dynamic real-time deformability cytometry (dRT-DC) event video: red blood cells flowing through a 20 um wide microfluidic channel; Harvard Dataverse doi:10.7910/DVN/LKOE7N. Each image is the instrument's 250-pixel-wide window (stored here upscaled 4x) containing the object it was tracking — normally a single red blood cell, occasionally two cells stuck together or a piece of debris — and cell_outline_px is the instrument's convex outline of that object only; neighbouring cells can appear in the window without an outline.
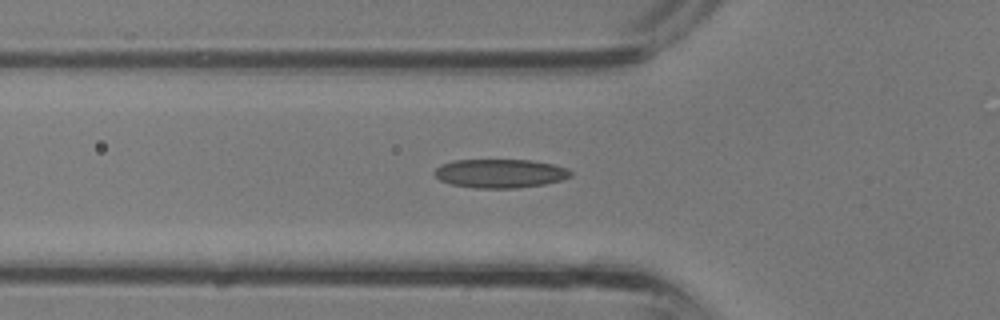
{"species": "common noctule bat (a hibernating species)", "species_latin": "Nyctalus noctula", "temperature_condition": "room temperature", "stored_images_in_passage": 34, "camera_frame_rate_fps": 3000, "um_per_image_px": 0.085, "animal": {"sex": "male", "body_mass_g": 13.3}, "frame": {"image": 1, "passage_image": 12, "time_ms": 3.667, "image_size_px": [1000, 320], "cell_outline_px": [[572, 176], [560, 180], [544, 184], [516, 188], [476, 188], [452, 184], [440, 180], [432, 172], [440, 164], [452, 160], [532, 160], [552, 164], [568, 168], [572, 172]], "centroid_in_image_um": [42.5, 14.73], "position_along_channel_um": 83.3, "area_um2": 22.89}}
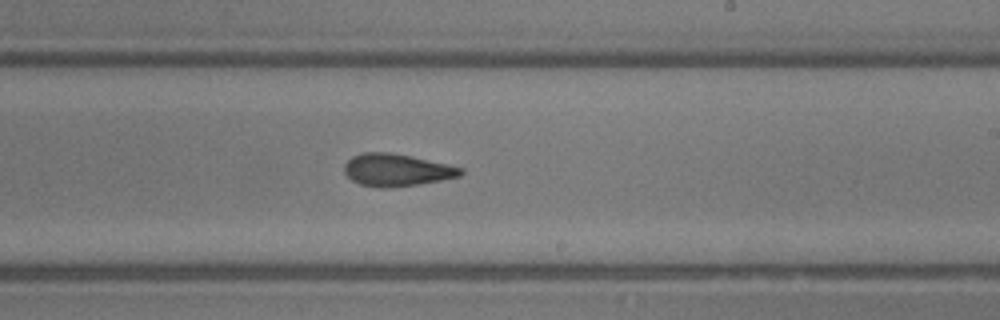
{"frame": {"image": 2, "passage_image": 21, "time_ms": 6.667, "image_size_px": [1000, 320], "cell_outline_px": [[464, 172], [460, 176], [440, 180], [392, 188], [376, 188], [360, 184], [352, 180], [344, 172], [344, 164], [352, 156], [364, 152], [388, 152], [412, 156], [464, 168]], "centroid_in_image_um": [33.7, 14.45], "position_along_channel_um": 255.3, "area_um2": 21.96}}
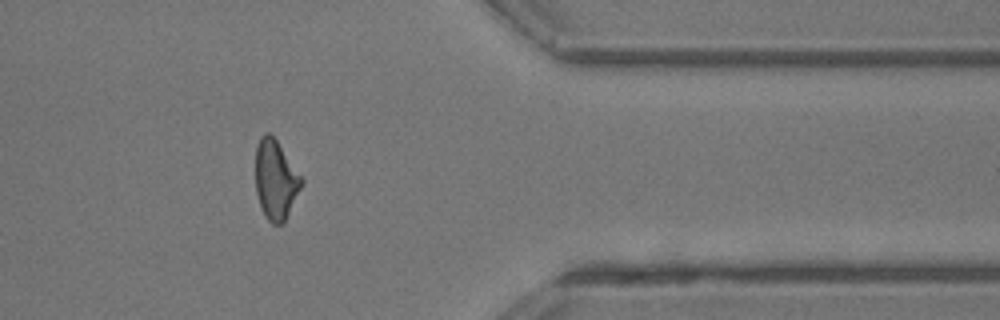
{"frame": {"image": 3, "passage_image": 29, "time_ms": 9.333, "image_size_px": [1000, 320], "cell_outline_px": [[304, 184], [284, 220], [280, 224], [272, 224], [264, 216], [256, 192], [256, 144], [260, 136], [264, 132], [268, 132], [276, 140], [304, 180]], "centroid_in_image_um": [23.42, 15.27], "position_along_channel_um": 388.0, "area_um2": 21.1}}